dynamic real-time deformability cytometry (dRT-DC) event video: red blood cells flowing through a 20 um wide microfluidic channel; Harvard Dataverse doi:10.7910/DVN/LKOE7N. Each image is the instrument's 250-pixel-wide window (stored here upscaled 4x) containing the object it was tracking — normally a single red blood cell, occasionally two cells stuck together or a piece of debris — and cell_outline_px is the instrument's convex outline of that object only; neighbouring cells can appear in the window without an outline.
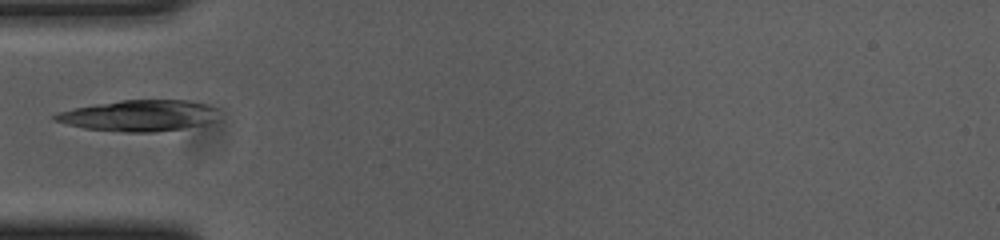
{"species": "common noctule bat (a hibernating species)", "species_latin": "Nyctalus noctula", "temperature_condition": "cold", "stored_images_in_passage": 22, "camera_frame_rate_fps": 3000, "um_per_image_px": 0.085, "animal": {"sex": "female", "body_mass_g": 23.0, "forearm_length_mm": 53.4}, "frame": {"image": 1, "passage_image": 1, "time_ms": 0.0, "image_size_px": [1000, 240], "cell_outline_px": [[216, 108], [208, 120], [204, 124], [184, 128], [152, 132], [124, 132], [84, 128], [52, 120], [52, 116], [60, 112], [76, 108], [96, 104], [120, 100], [188, 100], [204, 104]], "centroid_in_image_um": [11.72, 9.83], "position_along_channel_um": 73.3, "area_um2": 28.9}}